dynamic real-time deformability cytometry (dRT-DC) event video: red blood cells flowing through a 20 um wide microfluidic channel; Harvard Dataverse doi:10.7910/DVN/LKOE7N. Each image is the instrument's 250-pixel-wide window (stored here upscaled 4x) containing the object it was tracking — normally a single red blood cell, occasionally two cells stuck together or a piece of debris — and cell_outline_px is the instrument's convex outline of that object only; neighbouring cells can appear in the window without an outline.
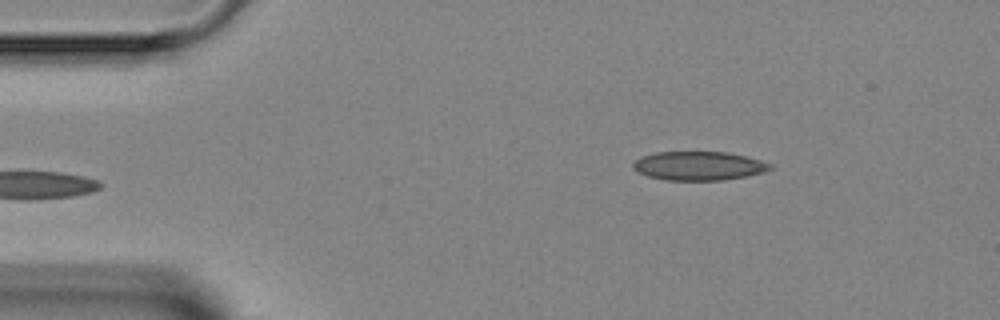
{"species": "Egyptian fruit bat (a non-hibernating species)", "species_latin": "Rousettus aegyptiacus", "temperature_condition": "room temperature", "stored_images_in_passage": 2, "camera_frame_rate_fps": 3000, "um_per_image_px": 0.085, "animal": {"sex": "female"}, "frame": {"image": 1, "passage_image": 1, "time_ms": 0.0, "image_size_px": [1000, 320], "cell_outline_px": [[772, 168], [764, 172], [724, 180], [664, 180], [648, 176], [636, 172], [632, 168], [632, 164], [640, 156], [656, 152], [728, 152], [760, 160], [772, 164]], "centroid_in_image_um": [59.35, 14.1], "position_along_channel_um": 25.7, "area_um2": 23.06}}